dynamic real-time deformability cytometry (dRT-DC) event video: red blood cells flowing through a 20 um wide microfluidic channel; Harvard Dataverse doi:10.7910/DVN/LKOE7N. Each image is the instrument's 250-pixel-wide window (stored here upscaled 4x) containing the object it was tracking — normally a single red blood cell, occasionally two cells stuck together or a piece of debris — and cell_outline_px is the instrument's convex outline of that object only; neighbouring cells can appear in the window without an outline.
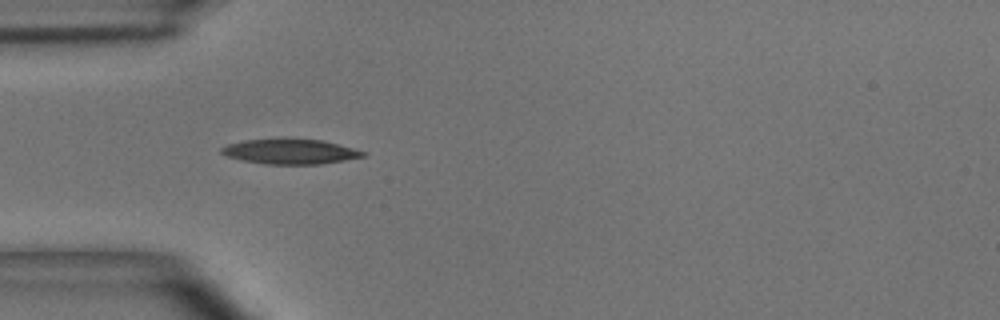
{"species": "common noctule bat (a hibernating species)", "species_latin": "Nyctalus noctula", "temperature_condition": "room temperature", "stored_images_in_passage": 39, "camera_frame_rate_fps": 3000, "um_per_image_px": 0.085, "animal": {"sex": "male", "body_mass_g": 15.6}, "frame": {"image": 1, "passage_image": 1, "time_ms": 0.0, "image_size_px": [1000, 320], "cell_outline_px": [[364, 156], [320, 164], [264, 164], [240, 160], [228, 156], [220, 152], [220, 148], [228, 144], [244, 140], [324, 140], [352, 148], [364, 152]], "centroid_in_image_um": [24.61, 12.9], "position_along_channel_um": 60.4, "area_um2": 20.0}}
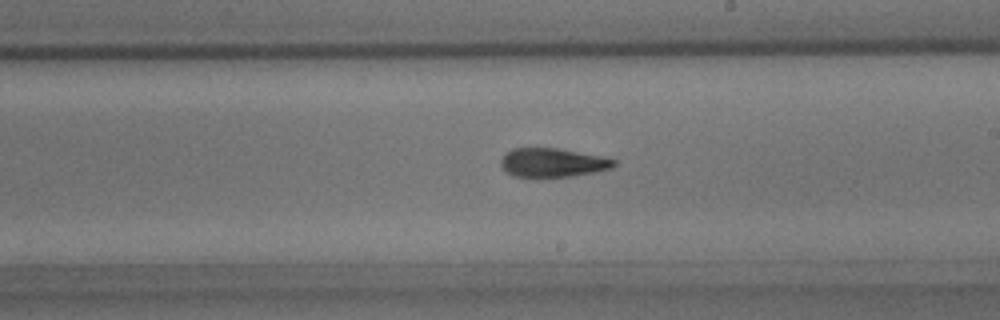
{"frame": {"image": 2, "passage_image": 16, "time_ms": 5.0, "image_size_px": [1000, 320], "cell_outline_px": [[616, 164], [612, 168], [572, 176], [536, 180], [512, 176], [500, 164], [500, 160], [512, 148], [556, 148], [600, 156], [616, 160]], "centroid_in_image_um": [46.92, 13.87], "position_along_channel_um": 242.1, "area_um2": 19.42}}
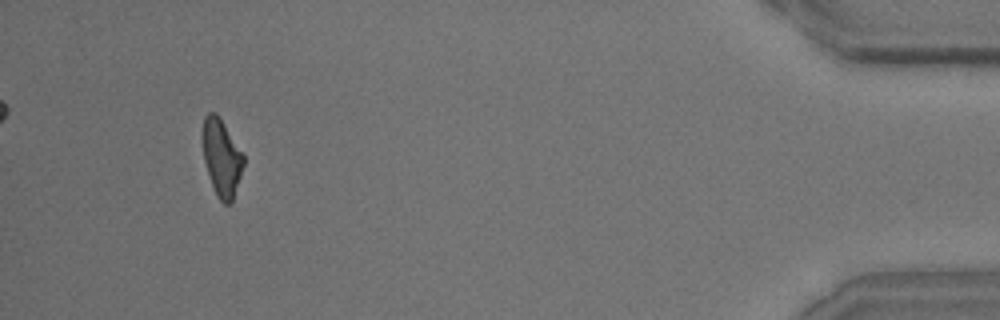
{"frame": {"image": 3, "passage_image": 36, "time_ms": 11.667, "image_size_px": [1000, 320], "cell_outline_px": [[244, 164], [232, 200], [228, 204], [224, 204], [216, 196], [204, 160], [200, 136], [204, 116], [208, 112], [216, 112], [244, 156]], "centroid_in_image_um": [18.79, 13.36], "position_along_channel_um": 416.4, "area_um2": 18.26}, "authors_computed_cell_mechanics": {"area_um2": 19.4786, "velocity_mm_per_s": 3.6543, "shape_relaxation_time_tau1_ms": 4.9927, "shape_relaxation_time_tau2_ms": 2.2626, "deformation_change_tau1": 0.172, "deformation_change_tau2": 0.1081}}